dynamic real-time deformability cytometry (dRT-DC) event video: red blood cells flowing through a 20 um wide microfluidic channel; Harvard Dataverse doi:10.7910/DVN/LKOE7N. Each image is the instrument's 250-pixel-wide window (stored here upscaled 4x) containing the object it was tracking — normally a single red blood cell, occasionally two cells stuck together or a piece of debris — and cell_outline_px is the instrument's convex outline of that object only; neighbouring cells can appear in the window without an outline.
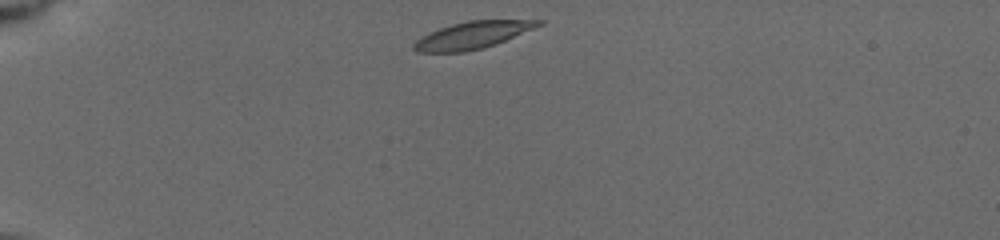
{"species": "common noctule bat (a hibernating species)", "species_latin": "Nyctalus noctula", "temperature_condition": "cold", "stored_images_in_passage": 12, "camera_frame_rate_fps": 3000, "um_per_image_px": 0.085, "animal": {"sex": "female", "body_mass_g": 19.5, "forearm_length_mm": 54.1}, "frame": {"image": 1, "passage_image": 1, "time_ms": 0.0, "image_size_px": [1000, 240], "cell_outline_px": [[544, 24], [496, 44], [484, 48], [464, 52], [416, 52], [412, 48], [412, 44], [420, 36], [428, 32], [452, 24], [468, 20], [544, 20]], "centroid_in_image_um": [40.13, 2.99], "position_along_channel_um": 44.9, "area_um2": 19.83}}
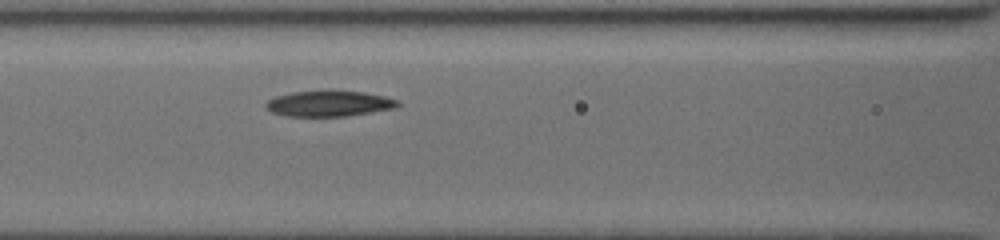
{"frame": {"image": 2, "passage_image": 9, "time_ms": 3.667, "image_size_px": [1000, 240], "cell_outline_px": [[400, 104], [396, 108], [372, 112], [344, 116], [288, 116], [272, 112], [264, 104], [268, 100], [276, 96], [292, 92], [364, 92], [384, 96], [400, 100]], "centroid_in_image_um": [28.01, 8.82], "position_along_channel_um": 138.6, "area_um2": 19.31}}
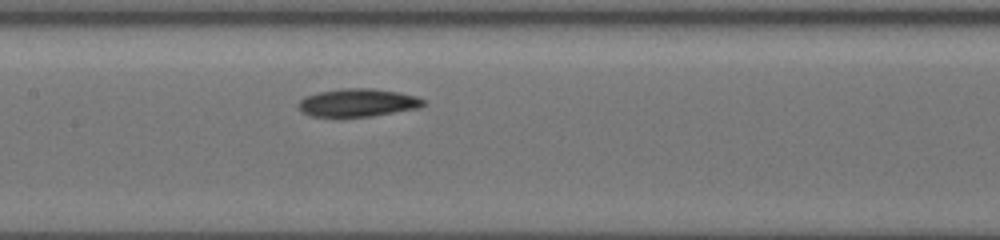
{"frame": {"image": 3, "passage_image": 12, "time_ms": 4.667, "image_size_px": [1000, 240], "cell_outline_px": [[428, 104], [420, 108], [372, 116], [312, 116], [304, 112], [300, 108], [300, 100], [304, 96], [320, 92], [340, 88], [372, 88], [396, 92], [416, 96], [424, 100]], "centroid_in_image_um": [30.47, 8.72], "position_along_channel_um": 176.9, "area_um2": 20.17}}